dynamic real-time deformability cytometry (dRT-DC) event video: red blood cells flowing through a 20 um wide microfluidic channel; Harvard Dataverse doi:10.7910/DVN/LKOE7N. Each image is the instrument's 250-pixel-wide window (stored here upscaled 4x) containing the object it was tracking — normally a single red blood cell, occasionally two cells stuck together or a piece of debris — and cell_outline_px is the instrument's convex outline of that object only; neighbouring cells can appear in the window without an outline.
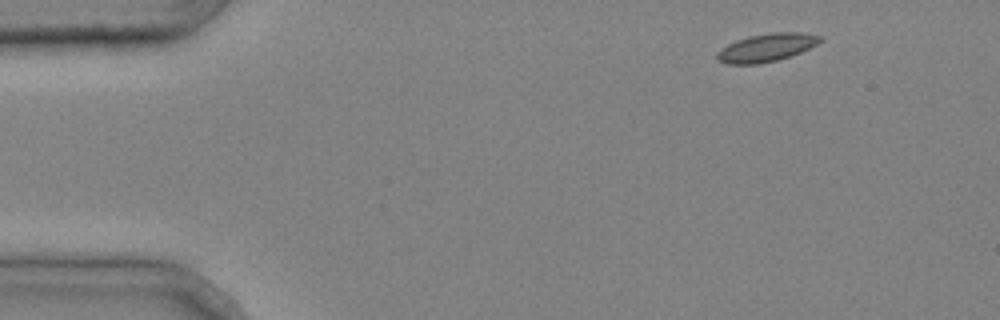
{"species": "common noctule bat (a hibernating species)", "species_latin": "Nyctalus noctula", "temperature_condition": "cold", "stored_images_in_passage": 3, "camera_frame_rate_fps": 3000, "um_per_image_px": 0.085, "animal": {"sex": "male", "body_mass_g": 20.4}, "frame": {"image": 1, "passage_image": 1, "time_ms": 0.0, "image_size_px": [1000, 320], "cell_outline_px": [[824, 40], [800, 52], [776, 60], [760, 64], [728, 64], [716, 60], [716, 52], [720, 48], [736, 40], [748, 36], [772, 32], [804, 32], [820, 36]], "centroid_in_image_um": [65.11, 4.04], "position_along_channel_um": 19.9, "area_um2": 16.88}}